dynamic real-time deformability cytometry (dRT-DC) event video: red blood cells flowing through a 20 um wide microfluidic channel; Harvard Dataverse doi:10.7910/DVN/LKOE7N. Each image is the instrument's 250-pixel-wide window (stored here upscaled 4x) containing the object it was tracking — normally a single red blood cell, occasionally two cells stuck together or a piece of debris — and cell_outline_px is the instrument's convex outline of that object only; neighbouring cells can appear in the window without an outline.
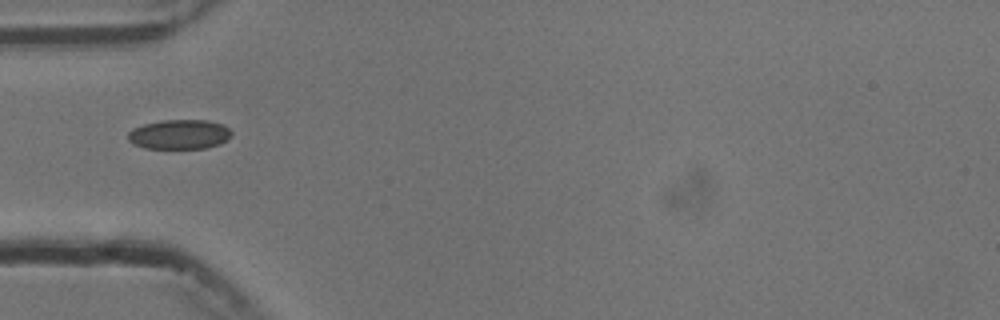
{"species": "common noctule bat (a hibernating species)", "species_latin": "Nyctalus noctula", "temperature_condition": "cold", "stored_images_in_passage": 4, "camera_frame_rate_fps": 3000, "um_per_image_px": 0.085, "animal": {"sex": "male", "body_mass_g": 13.3}, "frame": {"image": 1, "passage_image": 1, "time_ms": 0.0, "image_size_px": [1000, 320], "cell_outline_px": [[232, 136], [228, 140], [220, 144], [204, 148], [144, 148], [132, 144], [128, 140], [128, 132], [132, 128], [144, 124], [164, 120], [208, 120], [224, 124], [232, 132]], "centroid_in_image_um": [15.26, 11.42], "position_along_channel_um": 69.7, "area_um2": 18.03}}
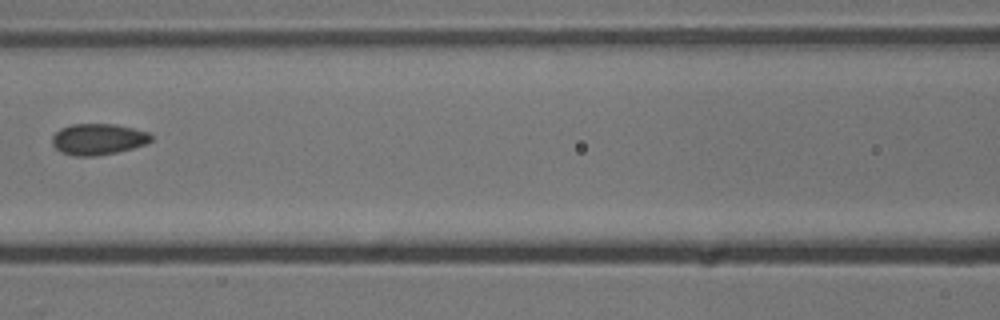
{"frame": {"image": 2, "passage_image": 3, "time_ms": 2.333, "image_size_px": [1000, 320], "cell_outline_px": [[152, 140], [144, 144], [132, 148], [116, 152], [96, 156], [72, 156], [60, 152], [52, 144], [52, 136], [60, 128], [72, 124], [116, 124], [152, 132]], "centroid_in_image_um": [8.34, 11.82], "position_along_channel_um": 158.3, "area_um2": 18.15}}
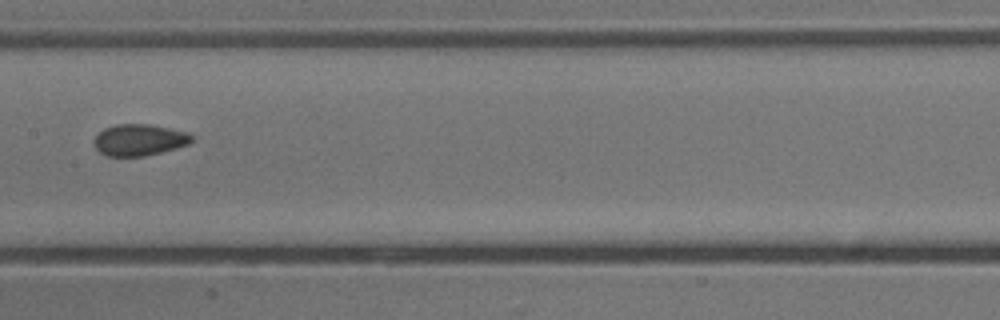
{"frame": {"image": 3, "passage_image": 4, "time_ms": 3.333, "image_size_px": [1000, 320], "cell_outline_px": [[196, 136], [188, 144], [176, 148], [144, 156], [108, 156], [100, 152], [96, 148], [96, 136], [104, 128], [116, 124], [148, 124], [188, 132]], "centroid_in_image_um": [11.88, 11.88], "position_along_channel_um": 195.5, "area_um2": 17.74}}